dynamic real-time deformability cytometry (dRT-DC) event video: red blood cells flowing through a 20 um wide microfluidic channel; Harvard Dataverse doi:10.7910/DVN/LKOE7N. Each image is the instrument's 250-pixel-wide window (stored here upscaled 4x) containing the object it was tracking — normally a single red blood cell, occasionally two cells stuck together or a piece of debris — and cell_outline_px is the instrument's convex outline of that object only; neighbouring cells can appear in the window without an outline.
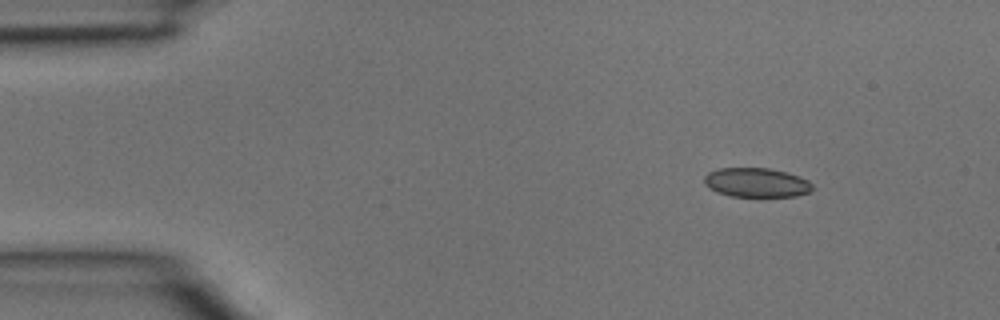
{"species": "common noctule bat (a hibernating species)", "species_latin": "Nyctalus noctula", "temperature_condition": "room temperature", "stored_images_in_passage": 3, "camera_frame_rate_fps": 3000, "um_per_image_px": 0.085, "animal": {"sex": "male", "body_mass_g": 15.6}, "frame": {"image": 1, "passage_image": 1, "time_ms": 0.0, "image_size_px": [1000, 320], "cell_outline_px": [[812, 188], [808, 192], [796, 196], [732, 196], [716, 192], [708, 188], [704, 184], [704, 176], [708, 172], [720, 168], [768, 168], [800, 176], [808, 180], [812, 184]], "centroid_in_image_um": [64.26, 15.51], "position_along_channel_um": 20.7, "area_um2": 18.38}}
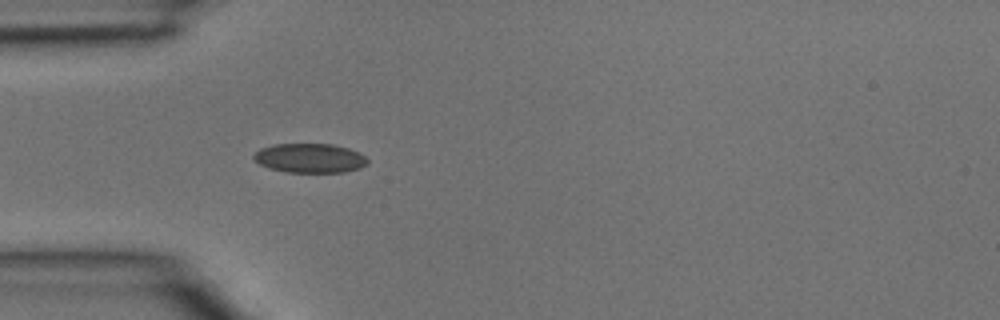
{"frame": {"image": 2, "passage_image": 3, "time_ms": 0.667, "image_size_px": [1000, 320], "cell_outline_px": [[368, 164], [360, 168], [344, 172], [288, 172], [268, 168], [260, 164], [252, 156], [260, 148], [276, 144], [332, 144], [348, 148], [360, 152], [368, 160]], "centroid_in_image_um": [26.36, 13.44], "position_along_channel_um": 58.6, "area_um2": 19.42}}